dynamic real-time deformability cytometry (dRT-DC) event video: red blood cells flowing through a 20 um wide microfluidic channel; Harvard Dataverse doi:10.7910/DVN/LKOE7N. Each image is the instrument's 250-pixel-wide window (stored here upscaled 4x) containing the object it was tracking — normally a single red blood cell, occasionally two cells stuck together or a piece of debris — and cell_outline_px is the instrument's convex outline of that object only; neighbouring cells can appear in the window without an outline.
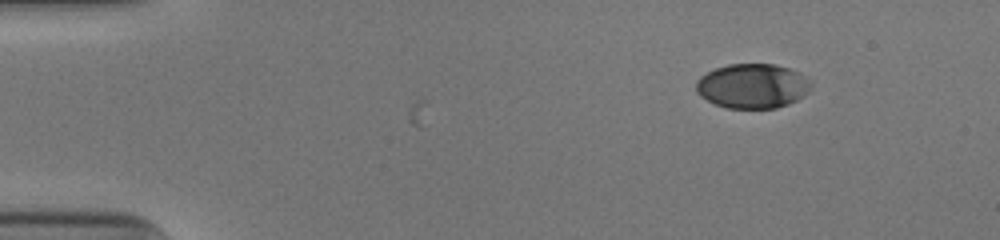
{"species": "human", "species_latin": "Homo sapiens", "temperature_condition": "cold", "stored_images_in_passage": 41, "camera_frame_rate_fps": 3000, "um_per_image_px": 0.085, "donor": {"sex": "male"}, "frame": {"image": 1, "passage_image": 1, "time_ms": 0.0, "image_size_px": [1000, 240], "cell_outline_px": [[812, 84], [808, 92], [796, 100], [788, 104], [776, 108], [728, 108], [716, 104], [700, 96], [696, 92], [696, 80], [700, 76], [716, 68], [728, 64], [772, 64], [788, 68], [796, 72], [808, 80]], "centroid_in_image_um": [63.93, 7.31], "position_along_channel_um": 21.1, "area_um2": 29.59}}
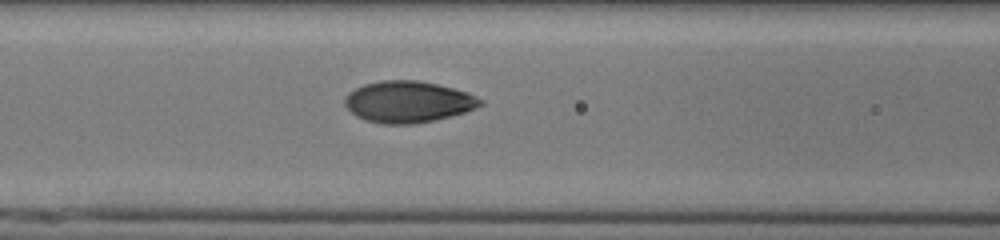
{"frame": {"image": 2, "passage_image": 17, "time_ms": 5.333, "image_size_px": [1000, 240], "cell_outline_px": [[484, 104], [476, 108], [464, 112], [436, 120], [412, 124], [384, 124], [364, 120], [356, 116], [344, 104], [344, 96], [348, 92], [364, 84], [380, 80], [416, 80], [436, 84], [468, 92], [484, 100]], "centroid_in_image_um": [34.68, 8.65], "position_along_channel_um": 131.9, "area_um2": 32.89}}
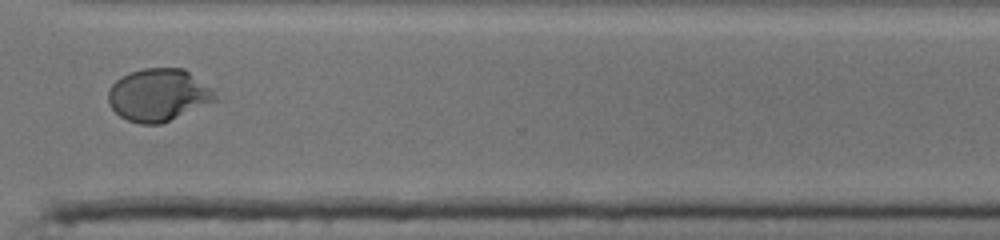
{"frame": {"image": 3, "passage_image": 34, "time_ms": 11.0, "image_size_px": [1000, 240], "cell_outline_px": [[220, 100], [160, 124], [140, 124], [128, 120], [120, 116], [108, 104], [108, 92], [112, 84], [116, 80], [128, 72], [144, 68], [184, 68], [212, 88]], "centroid_in_image_um": [13.49, 8.07], "position_along_channel_um": 357.1, "area_um2": 32.95}, "authors_computed_cell_mechanics": {"area_um2": 31.9056, "velocity_mm_per_s": 3.9714, "shape_relaxation_time_tau1_ms": 4.2038, "shape_relaxation_time_tau2_ms": null, "deformation_change_tau1": 0.2002, "deformation_change_tau2": null}}